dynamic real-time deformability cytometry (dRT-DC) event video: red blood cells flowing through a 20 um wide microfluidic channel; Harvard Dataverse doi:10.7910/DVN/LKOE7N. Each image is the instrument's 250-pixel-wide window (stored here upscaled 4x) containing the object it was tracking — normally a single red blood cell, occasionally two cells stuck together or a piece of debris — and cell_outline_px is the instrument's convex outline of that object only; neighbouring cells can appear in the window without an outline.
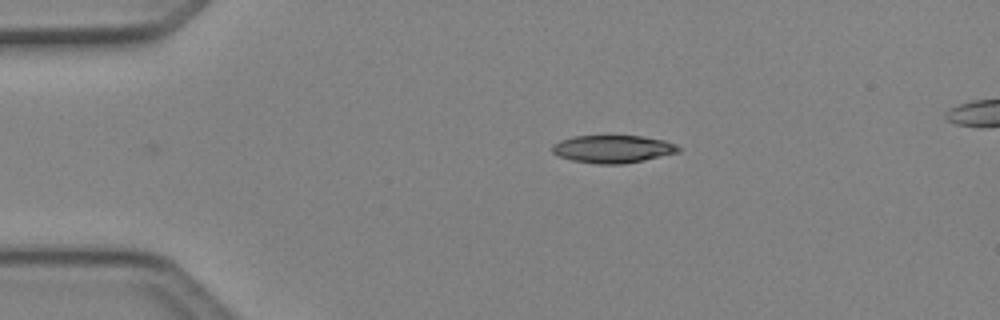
{"species": "Egyptian fruit bat (a non-hibernating species)", "species_latin": "Rousettus aegyptiacus", "temperature_condition": "cold", "stored_images_in_passage": 3, "segment_of_instrument_passage": [1, 2], "camera_frame_rate_fps": 3000, "um_per_image_px": 0.085, "animal": {"sex": "female"}, "frame": {"image": 1, "passage_image": 1, "time_ms": 0.0, "image_size_px": [1000, 320], "cell_outline_px": [[680, 152], [644, 160], [624, 164], [596, 164], [572, 160], [560, 156], [552, 152], [552, 144], [560, 140], [572, 136], [640, 136], [664, 140], [676, 144], [680, 148]], "centroid_in_image_um": [52.09, 12.67], "position_along_channel_um": 32.9, "area_um2": 20.4}}